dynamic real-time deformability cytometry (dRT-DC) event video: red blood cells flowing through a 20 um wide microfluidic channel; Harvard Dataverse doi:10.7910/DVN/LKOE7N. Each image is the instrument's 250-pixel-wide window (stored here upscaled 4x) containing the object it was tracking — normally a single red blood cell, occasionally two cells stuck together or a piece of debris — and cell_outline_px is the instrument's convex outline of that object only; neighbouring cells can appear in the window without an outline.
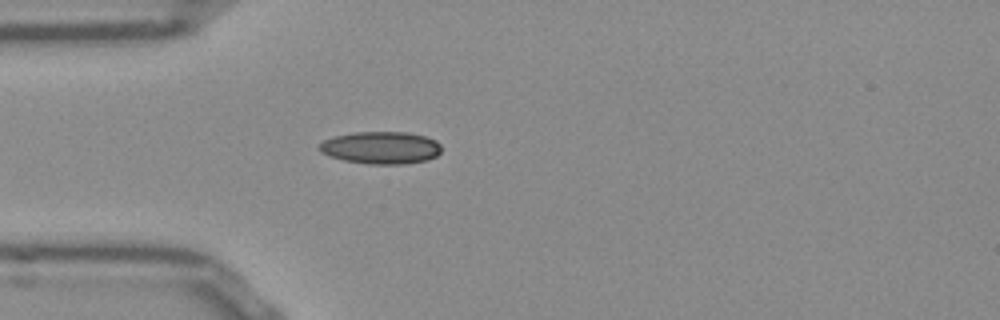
{"species": "Egyptian fruit bat (a non-hibernating species)", "species_latin": "Rousettus aegyptiacus", "temperature_condition": "room temperature", "stored_images_in_passage": 39, "camera_frame_rate_fps": 3000, "um_per_image_px": 0.085, "frame": {"image": 1, "passage_image": 1, "time_ms": 0.0, "image_size_px": [1000, 320], "cell_outline_px": [[440, 152], [436, 156], [428, 160], [404, 164], [368, 164], [344, 160], [320, 152], [316, 148], [324, 140], [336, 136], [352, 132], [408, 132], [424, 136], [436, 140], [440, 144]], "centroid_in_image_um": [32.39, 12.55], "position_along_channel_um": 52.6, "area_um2": 23.06}}
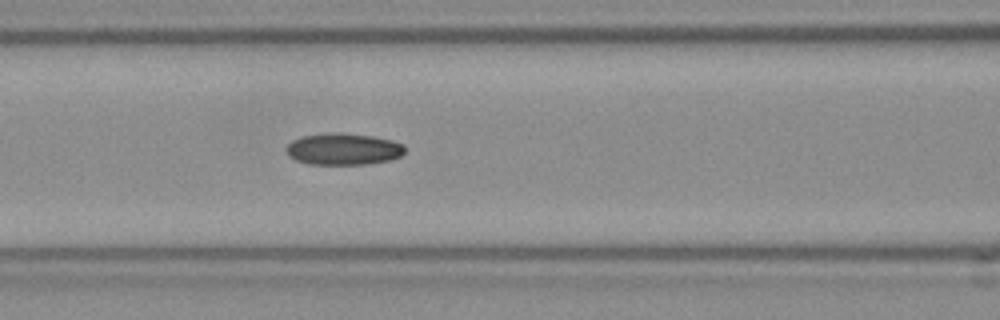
{"frame": {"image": 2, "passage_image": 8, "time_ms": 2.333, "image_size_px": [1000, 320], "cell_outline_px": [[404, 152], [400, 156], [388, 160], [364, 164], [312, 164], [296, 160], [288, 156], [288, 144], [292, 140], [304, 136], [336, 132], [340, 132], [372, 136], [392, 140], [404, 144]], "centroid_in_image_um": [29.2, 12.66], "position_along_channel_um": 137.4, "area_um2": 21.62}}
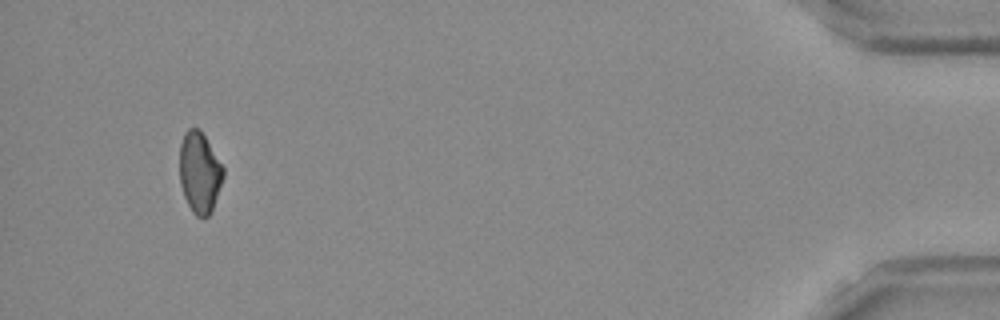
{"frame": {"image": 3, "passage_image": 36, "time_ms": 11.667, "image_size_px": [1000, 320], "cell_outline_px": [[224, 176], [212, 208], [208, 216], [196, 216], [192, 212], [184, 196], [180, 184], [180, 144], [184, 132], [188, 128], [200, 128], [224, 168]], "centroid_in_image_um": [16.95, 14.62], "position_along_channel_um": 418.2, "area_um2": 20.46}}